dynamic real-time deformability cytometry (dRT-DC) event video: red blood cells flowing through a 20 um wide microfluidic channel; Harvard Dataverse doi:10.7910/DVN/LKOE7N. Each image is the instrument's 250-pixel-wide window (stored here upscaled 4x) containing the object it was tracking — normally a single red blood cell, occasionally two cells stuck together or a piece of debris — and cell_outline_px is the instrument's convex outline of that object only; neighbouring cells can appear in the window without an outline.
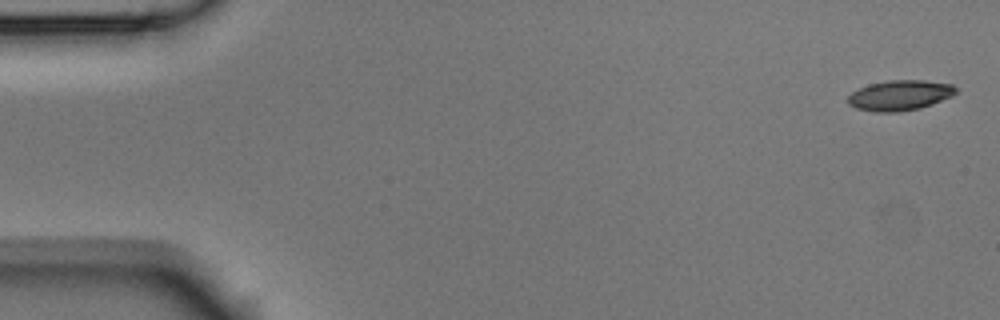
{"species": "Egyptian fruit bat (a non-hibernating species)", "species_latin": "Rousettus aegyptiacus", "temperature_condition": "room temperature", "stored_images_in_passage": 5, "camera_frame_rate_fps": 3000, "um_per_image_px": 0.085, "animal": {"sex": "male"}, "frame": {"image": 1, "passage_image": 1, "time_ms": 0.0, "image_size_px": [1000, 320], "cell_outline_px": [[956, 92], [952, 96], [932, 104], [920, 108], [900, 112], [876, 112], [856, 108], [848, 104], [848, 96], [852, 92], [868, 84], [888, 80], [924, 80], [952, 84], [956, 88]], "centroid_in_image_um": [76.48, 8.1], "position_along_channel_um": 8.5, "area_um2": 19.07}}
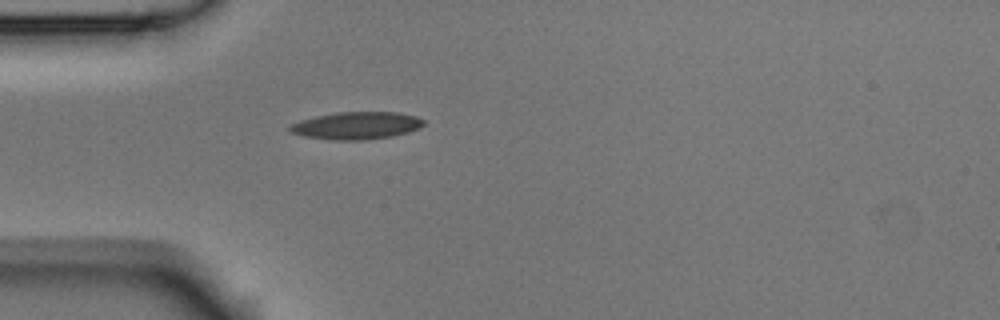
{"frame": {"image": 2, "passage_image": 5, "time_ms": 1.333, "image_size_px": [1000, 320], "cell_outline_px": [[424, 124], [420, 128], [408, 132], [392, 136], [364, 140], [336, 140], [304, 136], [292, 132], [288, 128], [292, 124], [300, 120], [316, 116], [336, 112], [396, 112], [416, 116], [424, 120]], "centroid_in_image_um": [30.33, 10.67], "position_along_channel_um": 54.7, "area_um2": 21.27}}